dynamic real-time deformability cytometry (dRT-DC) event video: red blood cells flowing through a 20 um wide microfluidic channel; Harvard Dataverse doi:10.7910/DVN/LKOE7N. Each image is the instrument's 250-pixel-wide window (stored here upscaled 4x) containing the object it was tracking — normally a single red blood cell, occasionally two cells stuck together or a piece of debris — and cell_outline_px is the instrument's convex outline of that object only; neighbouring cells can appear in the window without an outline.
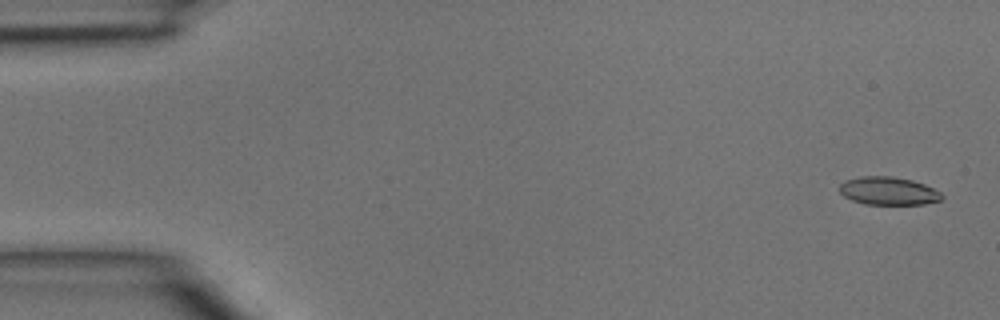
{"species": "common noctule bat (a hibernating species)", "species_latin": "Nyctalus noctula", "temperature_condition": "room temperature", "stored_images_in_passage": 3, "camera_frame_rate_fps": 3000, "um_per_image_px": 0.085, "animal": {"sex": "male", "body_mass_g": 15.6}, "frame": {"image": 1, "passage_image": 1, "time_ms": 0.0, "image_size_px": [1000, 320], "cell_outline_px": [[944, 196], [940, 200], [924, 204], [864, 204], [852, 200], [844, 196], [840, 192], [840, 184], [844, 180], [860, 176], [892, 176], [912, 180], [924, 184], [940, 192]], "centroid_in_image_um": [75.49, 16.22], "position_along_channel_um": 9.5, "area_um2": 16.7}}
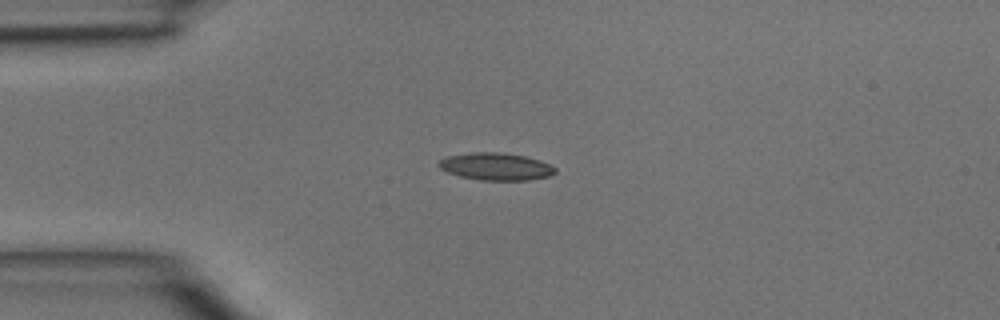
{"frame": {"image": 2, "passage_image": 3, "time_ms": 0.667, "image_size_px": [1000, 320], "cell_outline_px": [[556, 172], [548, 176], [528, 180], [480, 180], [460, 176], [448, 172], [440, 168], [436, 164], [444, 156], [472, 152], [500, 152], [524, 156], [540, 160], [556, 168]], "centroid_in_image_um": [42.11, 14.14], "position_along_channel_um": 42.9, "area_um2": 18.55}}